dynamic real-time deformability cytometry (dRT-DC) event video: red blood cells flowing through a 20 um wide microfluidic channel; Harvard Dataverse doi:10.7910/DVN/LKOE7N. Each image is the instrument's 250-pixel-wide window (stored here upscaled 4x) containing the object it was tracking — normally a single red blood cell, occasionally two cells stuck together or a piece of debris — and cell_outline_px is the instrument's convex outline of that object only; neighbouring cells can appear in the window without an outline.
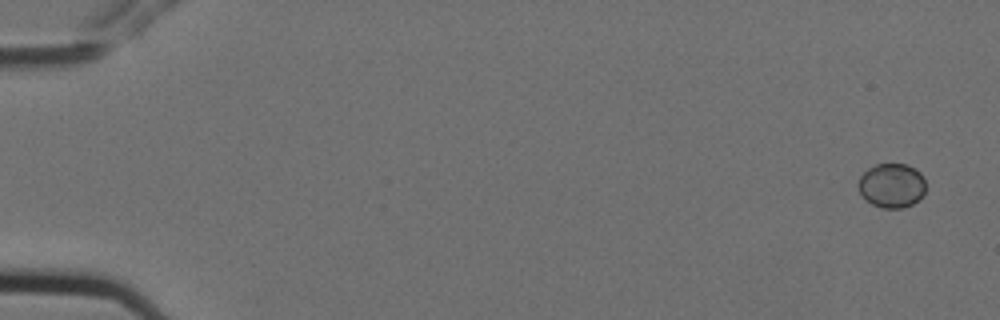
{"species": "Egyptian fruit bat (a non-hibernating species)", "species_latin": "Rousettus aegyptiacus", "temperature_condition": "cold", "stored_images_in_passage": 4, "camera_frame_rate_fps": 3000, "um_per_image_px": 0.085, "animal": {"sex": "female"}, "frame": {"image": 1, "passage_image": 1, "time_ms": 0.0, "image_size_px": [1000, 320], "cell_outline_px": [[924, 196], [920, 200], [912, 204], [900, 208], [884, 208], [872, 204], [860, 192], [856, 184], [860, 176], [868, 168], [876, 164], [908, 164], [916, 168], [924, 176]], "centroid_in_image_um": [75.81, 15.75], "position_along_channel_um": 9.2, "area_um2": 17.57}}